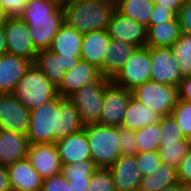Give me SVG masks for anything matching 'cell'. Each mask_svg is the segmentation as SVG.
Here are the masks:
<instances>
[{
	"instance_id": "6da1fadb",
	"label": "cell",
	"mask_w": 191,
	"mask_h": 191,
	"mask_svg": "<svg viewBox=\"0 0 191 191\" xmlns=\"http://www.w3.org/2000/svg\"><path fill=\"white\" fill-rule=\"evenodd\" d=\"M75 104L57 95L53 100L30 110L26 133L29 144L54 143L84 128Z\"/></svg>"
},
{
	"instance_id": "7a4b0ae2",
	"label": "cell",
	"mask_w": 191,
	"mask_h": 191,
	"mask_svg": "<svg viewBox=\"0 0 191 191\" xmlns=\"http://www.w3.org/2000/svg\"><path fill=\"white\" fill-rule=\"evenodd\" d=\"M20 18L28 25L33 45L40 51L49 49L64 23V11L63 7L48 0H28Z\"/></svg>"
},
{
	"instance_id": "3957f363",
	"label": "cell",
	"mask_w": 191,
	"mask_h": 191,
	"mask_svg": "<svg viewBox=\"0 0 191 191\" xmlns=\"http://www.w3.org/2000/svg\"><path fill=\"white\" fill-rule=\"evenodd\" d=\"M63 11L64 22L86 33L107 29L116 4L108 0H84L64 6Z\"/></svg>"
},
{
	"instance_id": "277c9868",
	"label": "cell",
	"mask_w": 191,
	"mask_h": 191,
	"mask_svg": "<svg viewBox=\"0 0 191 191\" xmlns=\"http://www.w3.org/2000/svg\"><path fill=\"white\" fill-rule=\"evenodd\" d=\"M89 142L91 160L98 168H110L121 156L118 127L86 124L83 128Z\"/></svg>"
},
{
	"instance_id": "5b68a950",
	"label": "cell",
	"mask_w": 191,
	"mask_h": 191,
	"mask_svg": "<svg viewBox=\"0 0 191 191\" xmlns=\"http://www.w3.org/2000/svg\"><path fill=\"white\" fill-rule=\"evenodd\" d=\"M12 94L29 110L40 107L58 95L57 88L34 63L26 70Z\"/></svg>"
},
{
	"instance_id": "8992f818",
	"label": "cell",
	"mask_w": 191,
	"mask_h": 191,
	"mask_svg": "<svg viewBox=\"0 0 191 191\" xmlns=\"http://www.w3.org/2000/svg\"><path fill=\"white\" fill-rule=\"evenodd\" d=\"M132 96L161 118L171 115L178 101V87L148 80L132 91Z\"/></svg>"
},
{
	"instance_id": "52a82bcc",
	"label": "cell",
	"mask_w": 191,
	"mask_h": 191,
	"mask_svg": "<svg viewBox=\"0 0 191 191\" xmlns=\"http://www.w3.org/2000/svg\"><path fill=\"white\" fill-rule=\"evenodd\" d=\"M151 80L150 47L134 50L117 75L111 80L114 84L132 91Z\"/></svg>"
},
{
	"instance_id": "ba28073f",
	"label": "cell",
	"mask_w": 191,
	"mask_h": 191,
	"mask_svg": "<svg viewBox=\"0 0 191 191\" xmlns=\"http://www.w3.org/2000/svg\"><path fill=\"white\" fill-rule=\"evenodd\" d=\"M110 81H94L75 91L68 98L75 104L82 122L99 123L106 85Z\"/></svg>"
},
{
	"instance_id": "9c48e42d",
	"label": "cell",
	"mask_w": 191,
	"mask_h": 191,
	"mask_svg": "<svg viewBox=\"0 0 191 191\" xmlns=\"http://www.w3.org/2000/svg\"><path fill=\"white\" fill-rule=\"evenodd\" d=\"M7 53L23 57L32 63L38 54L33 45L28 25L20 18H8L3 24Z\"/></svg>"
},
{
	"instance_id": "30bf717a",
	"label": "cell",
	"mask_w": 191,
	"mask_h": 191,
	"mask_svg": "<svg viewBox=\"0 0 191 191\" xmlns=\"http://www.w3.org/2000/svg\"><path fill=\"white\" fill-rule=\"evenodd\" d=\"M132 93L110 81L105 88L99 124L121 126Z\"/></svg>"
},
{
	"instance_id": "8fae6325",
	"label": "cell",
	"mask_w": 191,
	"mask_h": 191,
	"mask_svg": "<svg viewBox=\"0 0 191 191\" xmlns=\"http://www.w3.org/2000/svg\"><path fill=\"white\" fill-rule=\"evenodd\" d=\"M151 80L179 86L182 81L176 57L170 47H150Z\"/></svg>"
},
{
	"instance_id": "7c38bea8",
	"label": "cell",
	"mask_w": 191,
	"mask_h": 191,
	"mask_svg": "<svg viewBox=\"0 0 191 191\" xmlns=\"http://www.w3.org/2000/svg\"><path fill=\"white\" fill-rule=\"evenodd\" d=\"M30 123V110L12 93L0 94V129L27 133Z\"/></svg>"
},
{
	"instance_id": "4fadbf2b",
	"label": "cell",
	"mask_w": 191,
	"mask_h": 191,
	"mask_svg": "<svg viewBox=\"0 0 191 191\" xmlns=\"http://www.w3.org/2000/svg\"><path fill=\"white\" fill-rule=\"evenodd\" d=\"M94 81L111 80L103 77L96 66L80 59L77 65L66 71L62 83L57 88V94L63 98H68L81 87Z\"/></svg>"
},
{
	"instance_id": "5bb4252c",
	"label": "cell",
	"mask_w": 191,
	"mask_h": 191,
	"mask_svg": "<svg viewBox=\"0 0 191 191\" xmlns=\"http://www.w3.org/2000/svg\"><path fill=\"white\" fill-rule=\"evenodd\" d=\"M107 30L109 36L114 40L124 41L137 48L146 46L147 28L117 10L113 13Z\"/></svg>"
},
{
	"instance_id": "9a60e30c",
	"label": "cell",
	"mask_w": 191,
	"mask_h": 191,
	"mask_svg": "<svg viewBox=\"0 0 191 191\" xmlns=\"http://www.w3.org/2000/svg\"><path fill=\"white\" fill-rule=\"evenodd\" d=\"M26 158L43 179L61 173L62 163L54 143L29 144Z\"/></svg>"
},
{
	"instance_id": "2e32d148",
	"label": "cell",
	"mask_w": 191,
	"mask_h": 191,
	"mask_svg": "<svg viewBox=\"0 0 191 191\" xmlns=\"http://www.w3.org/2000/svg\"><path fill=\"white\" fill-rule=\"evenodd\" d=\"M109 169L117 191H138L143 176L135 155H121Z\"/></svg>"
},
{
	"instance_id": "e0dca14e",
	"label": "cell",
	"mask_w": 191,
	"mask_h": 191,
	"mask_svg": "<svg viewBox=\"0 0 191 191\" xmlns=\"http://www.w3.org/2000/svg\"><path fill=\"white\" fill-rule=\"evenodd\" d=\"M62 164L91 159L89 142L84 129L55 142Z\"/></svg>"
},
{
	"instance_id": "ac0fdd59",
	"label": "cell",
	"mask_w": 191,
	"mask_h": 191,
	"mask_svg": "<svg viewBox=\"0 0 191 191\" xmlns=\"http://www.w3.org/2000/svg\"><path fill=\"white\" fill-rule=\"evenodd\" d=\"M12 191H41L43 178L27 158L7 166Z\"/></svg>"
},
{
	"instance_id": "d6986e66",
	"label": "cell",
	"mask_w": 191,
	"mask_h": 191,
	"mask_svg": "<svg viewBox=\"0 0 191 191\" xmlns=\"http://www.w3.org/2000/svg\"><path fill=\"white\" fill-rule=\"evenodd\" d=\"M31 64L30 60L9 53L0 56V94L13 93Z\"/></svg>"
},
{
	"instance_id": "ffe728a7",
	"label": "cell",
	"mask_w": 191,
	"mask_h": 191,
	"mask_svg": "<svg viewBox=\"0 0 191 191\" xmlns=\"http://www.w3.org/2000/svg\"><path fill=\"white\" fill-rule=\"evenodd\" d=\"M29 142L25 134L0 129V166H9L27 157Z\"/></svg>"
},
{
	"instance_id": "44dd1931",
	"label": "cell",
	"mask_w": 191,
	"mask_h": 191,
	"mask_svg": "<svg viewBox=\"0 0 191 191\" xmlns=\"http://www.w3.org/2000/svg\"><path fill=\"white\" fill-rule=\"evenodd\" d=\"M110 40L107 29L83 33L81 59L100 69L104 56L107 55Z\"/></svg>"
},
{
	"instance_id": "7402d4cb",
	"label": "cell",
	"mask_w": 191,
	"mask_h": 191,
	"mask_svg": "<svg viewBox=\"0 0 191 191\" xmlns=\"http://www.w3.org/2000/svg\"><path fill=\"white\" fill-rule=\"evenodd\" d=\"M136 48L132 44L111 38L107 55L104 56L102 67L99 69L101 75L112 80Z\"/></svg>"
},
{
	"instance_id": "603a6c76",
	"label": "cell",
	"mask_w": 191,
	"mask_h": 191,
	"mask_svg": "<svg viewBox=\"0 0 191 191\" xmlns=\"http://www.w3.org/2000/svg\"><path fill=\"white\" fill-rule=\"evenodd\" d=\"M83 33L64 22L54 36L49 50L61 56H81Z\"/></svg>"
},
{
	"instance_id": "cb8c5ba5",
	"label": "cell",
	"mask_w": 191,
	"mask_h": 191,
	"mask_svg": "<svg viewBox=\"0 0 191 191\" xmlns=\"http://www.w3.org/2000/svg\"><path fill=\"white\" fill-rule=\"evenodd\" d=\"M161 117L133 96L130 98L121 126L137 131L145 126L159 122Z\"/></svg>"
},
{
	"instance_id": "d4e9b609",
	"label": "cell",
	"mask_w": 191,
	"mask_h": 191,
	"mask_svg": "<svg viewBox=\"0 0 191 191\" xmlns=\"http://www.w3.org/2000/svg\"><path fill=\"white\" fill-rule=\"evenodd\" d=\"M178 18L149 26L146 31L147 47H171L181 36Z\"/></svg>"
},
{
	"instance_id": "484cf974",
	"label": "cell",
	"mask_w": 191,
	"mask_h": 191,
	"mask_svg": "<svg viewBox=\"0 0 191 191\" xmlns=\"http://www.w3.org/2000/svg\"><path fill=\"white\" fill-rule=\"evenodd\" d=\"M177 169L166 163H161L155 174L143 176L138 191H160L177 184Z\"/></svg>"
},
{
	"instance_id": "4316f807",
	"label": "cell",
	"mask_w": 191,
	"mask_h": 191,
	"mask_svg": "<svg viewBox=\"0 0 191 191\" xmlns=\"http://www.w3.org/2000/svg\"><path fill=\"white\" fill-rule=\"evenodd\" d=\"M58 88L63 81L66 71L62 68L61 59L49 49L40 50L33 62Z\"/></svg>"
},
{
	"instance_id": "83f0119b",
	"label": "cell",
	"mask_w": 191,
	"mask_h": 191,
	"mask_svg": "<svg viewBox=\"0 0 191 191\" xmlns=\"http://www.w3.org/2000/svg\"><path fill=\"white\" fill-rule=\"evenodd\" d=\"M153 7V0H120L116 4L119 13L136 20L146 28L149 27Z\"/></svg>"
},
{
	"instance_id": "f1b7e54d",
	"label": "cell",
	"mask_w": 191,
	"mask_h": 191,
	"mask_svg": "<svg viewBox=\"0 0 191 191\" xmlns=\"http://www.w3.org/2000/svg\"><path fill=\"white\" fill-rule=\"evenodd\" d=\"M170 48L176 57L182 78L191 77V33H182Z\"/></svg>"
},
{
	"instance_id": "f546056e",
	"label": "cell",
	"mask_w": 191,
	"mask_h": 191,
	"mask_svg": "<svg viewBox=\"0 0 191 191\" xmlns=\"http://www.w3.org/2000/svg\"><path fill=\"white\" fill-rule=\"evenodd\" d=\"M160 136L159 122L145 126L135 131L138 153L159 150Z\"/></svg>"
},
{
	"instance_id": "4dcf8cb0",
	"label": "cell",
	"mask_w": 191,
	"mask_h": 191,
	"mask_svg": "<svg viewBox=\"0 0 191 191\" xmlns=\"http://www.w3.org/2000/svg\"><path fill=\"white\" fill-rule=\"evenodd\" d=\"M190 149L191 141L185 138L183 141H178L177 143L160 144L158 151L162 163L177 168Z\"/></svg>"
},
{
	"instance_id": "1f68e13d",
	"label": "cell",
	"mask_w": 191,
	"mask_h": 191,
	"mask_svg": "<svg viewBox=\"0 0 191 191\" xmlns=\"http://www.w3.org/2000/svg\"><path fill=\"white\" fill-rule=\"evenodd\" d=\"M97 169L96 164L88 159L73 164H62L61 174L67 180L91 179Z\"/></svg>"
},
{
	"instance_id": "d6a6232c",
	"label": "cell",
	"mask_w": 191,
	"mask_h": 191,
	"mask_svg": "<svg viewBox=\"0 0 191 191\" xmlns=\"http://www.w3.org/2000/svg\"><path fill=\"white\" fill-rule=\"evenodd\" d=\"M160 126V144H171L183 141L185 137L182 134L176 120L172 115L163 116L159 121Z\"/></svg>"
},
{
	"instance_id": "836d02e7",
	"label": "cell",
	"mask_w": 191,
	"mask_h": 191,
	"mask_svg": "<svg viewBox=\"0 0 191 191\" xmlns=\"http://www.w3.org/2000/svg\"><path fill=\"white\" fill-rule=\"evenodd\" d=\"M172 117L176 120L183 136L191 139V103L178 98L176 106L173 108Z\"/></svg>"
},
{
	"instance_id": "e575fe53",
	"label": "cell",
	"mask_w": 191,
	"mask_h": 191,
	"mask_svg": "<svg viewBox=\"0 0 191 191\" xmlns=\"http://www.w3.org/2000/svg\"><path fill=\"white\" fill-rule=\"evenodd\" d=\"M88 191H117L109 168H98L91 176Z\"/></svg>"
},
{
	"instance_id": "d590c367",
	"label": "cell",
	"mask_w": 191,
	"mask_h": 191,
	"mask_svg": "<svg viewBox=\"0 0 191 191\" xmlns=\"http://www.w3.org/2000/svg\"><path fill=\"white\" fill-rule=\"evenodd\" d=\"M138 170L142 176H148L149 174H155L159 171V166L162 163L159 155V151L137 153L135 155Z\"/></svg>"
},
{
	"instance_id": "8d00e7d4",
	"label": "cell",
	"mask_w": 191,
	"mask_h": 191,
	"mask_svg": "<svg viewBox=\"0 0 191 191\" xmlns=\"http://www.w3.org/2000/svg\"><path fill=\"white\" fill-rule=\"evenodd\" d=\"M118 138L121 155H136L138 153L135 131L118 126Z\"/></svg>"
},
{
	"instance_id": "74e56055",
	"label": "cell",
	"mask_w": 191,
	"mask_h": 191,
	"mask_svg": "<svg viewBox=\"0 0 191 191\" xmlns=\"http://www.w3.org/2000/svg\"><path fill=\"white\" fill-rule=\"evenodd\" d=\"M41 191H72L71 184L61 174L43 179Z\"/></svg>"
},
{
	"instance_id": "f35d334b",
	"label": "cell",
	"mask_w": 191,
	"mask_h": 191,
	"mask_svg": "<svg viewBox=\"0 0 191 191\" xmlns=\"http://www.w3.org/2000/svg\"><path fill=\"white\" fill-rule=\"evenodd\" d=\"M177 17V14L170 8L161 7L160 5L154 4L149 26L157 25L159 23H164L173 20Z\"/></svg>"
},
{
	"instance_id": "ab89813d",
	"label": "cell",
	"mask_w": 191,
	"mask_h": 191,
	"mask_svg": "<svg viewBox=\"0 0 191 191\" xmlns=\"http://www.w3.org/2000/svg\"><path fill=\"white\" fill-rule=\"evenodd\" d=\"M0 5L9 18L20 17L26 10L28 0H0Z\"/></svg>"
},
{
	"instance_id": "60d3db41",
	"label": "cell",
	"mask_w": 191,
	"mask_h": 191,
	"mask_svg": "<svg viewBox=\"0 0 191 191\" xmlns=\"http://www.w3.org/2000/svg\"><path fill=\"white\" fill-rule=\"evenodd\" d=\"M177 169V181L180 184H191V149L181 160Z\"/></svg>"
},
{
	"instance_id": "b9f144b4",
	"label": "cell",
	"mask_w": 191,
	"mask_h": 191,
	"mask_svg": "<svg viewBox=\"0 0 191 191\" xmlns=\"http://www.w3.org/2000/svg\"><path fill=\"white\" fill-rule=\"evenodd\" d=\"M182 33H191V1H184L177 14Z\"/></svg>"
},
{
	"instance_id": "7bdbcfd3",
	"label": "cell",
	"mask_w": 191,
	"mask_h": 191,
	"mask_svg": "<svg viewBox=\"0 0 191 191\" xmlns=\"http://www.w3.org/2000/svg\"><path fill=\"white\" fill-rule=\"evenodd\" d=\"M178 98L191 103V77L183 78L179 83Z\"/></svg>"
},
{
	"instance_id": "ee69618b",
	"label": "cell",
	"mask_w": 191,
	"mask_h": 191,
	"mask_svg": "<svg viewBox=\"0 0 191 191\" xmlns=\"http://www.w3.org/2000/svg\"><path fill=\"white\" fill-rule=\"evenodd\" d=\"M153 2L154 4L160 5L161 7H168L178 14L181 7L183 6L184 0H153Z\"/></svg>"
},
{
	"instance_id": "f6af8a7d",
	"label": "cell",
	"mask_w": 191,
	"mask_h": 191,
	"mask_svg": "<svg viewBox=\"0 0 191 191\" xmlns=\"http://www.w3.org/2000/svg\"><path fill=\"white\" fill-rule=\"evenodd\" d=\"M0 191H12L6 166H0Z\"/></svg>"
},
{
	"instance_id": "bcb514c9",
	"label": "cell",
	"mask_w": 191,
	"mask_h": 191,
	"mask_svg": "<svg viewBox=\"0 0 191 191\" xmlns=\"http://www.w3.org/2000/svg\"><path fill=\"white\" fill-rule=\"evenodd\" d=\"M56 56H57V58L61 59L62 68L65 71L72 69L75 65L78 64V62L81 59L80 56L67 57V56H61V54H56Z\"/></svg>"
},
{
	"instance_id": "7dc6e473",
	"label": "cell",
	"mask_w": 191,
	"mask_h": 191,
	"mask_svg": "<svg viewBox=\"0 0 191 191\" xmlns=\"http://www.w3.org/2000/svg\"><path fill=\"white\" fill-rule=\"evenodd\" d=\"M72 191H88L90 179L68 180Z\"/></svg>"
},
{
	"instance_id": "c3c4849f",
	"label": "cell",
	"mask_w": 191,
	"mask_h": 191,
	"mask_svg": "<svg viewBox=\"0 0 191 191\" xmlns=\"http://www.w3.org/2000/svg\"><path fill=\"white\" fill-rule=\"evenodd\" d=\"M7 53V45L3 25H0V56Z\"/></svg>"
},
{
	"instance_id": "681fc988",
	"label": "cell",
	"mask_w": 191,
	"mask_h": 191,
	"mask_svg": "<svg viewBox=\"0 0 191 191\" xmlns=\"http://www.w3.org/2000/svg\"><path fill=\"white\" fill-rule=\"evenodd\" d=\"M8 18L5 9L0 5V25H3Z\"/></svg>"
},
{
	"instance_id": "f907efd6",
	"label": "cell",
	"mask_w": 191,
	"mask_h": 191,
	"mask_svg": "<svg viewBox=\"0 0 191 191\" xmlns=\"http://www.w3.org/2000/svg\"><path fill=\"white\" fill-rule=\"evenodd\" d=\"M160 191H180V183L168 186Z\"/></svg>"
},
{
	"instance_id": "816d5d0a",
	"label": "cell",
	"mask_w": 191,
	"mask_h": 191,
	"mask_svg": "<svg viewBox=\"0 0 191 191\" xmlns=\"http://www.w3.org/2000/svg\"><path fill=\"white\" fill-rule=\"evenodd\" d=\"M84 0H61V7L70 5L72 3L82 2Z\"/></svg>"
},
{
	"instance_id": "f5cc1de1",
	"label": "cell",
	"mask_w": 191,
	"mask_h": 191,
	"mask_svg": "<svg viewBox=\"0 0 191 191\" xmlns=\"http://www.w3.org/2000/svg\"><path fill=\"white\" fill-rule=\"evenodd\" d=\"M180 191H191V184H180Z\"/></svg>"
},
{
	"instance_id": "db71d44e",
	"label": "cell",
	"mask_w": 191,
	"mask_h": 191,
	"mask_svg": "<svg viewBox=\"0 0 191 191\" xmlns=\"http://www.w3.org/2000/svg\"><path fill=\"white\" fill-rule=\"evenodd\" d=\"M48 1H51V2L61 6V0H48Z\"/></svg>"
},
{
	"instance_id": "11a10c76",
	"label": "cell",
	"mask_w": 191,
	"mask_h": 191,
	"mask_svg": "<svg viewBox=\"0 0 191 191\" xmlns=\"http://www.w3.org/2000/svg\"><path fill=\"white\" fill-rule=\"evenodd\" d=\"M108 1H111V2H113L114 4H117L120 0H108Z\"/></svg>"
}]
</instances>
